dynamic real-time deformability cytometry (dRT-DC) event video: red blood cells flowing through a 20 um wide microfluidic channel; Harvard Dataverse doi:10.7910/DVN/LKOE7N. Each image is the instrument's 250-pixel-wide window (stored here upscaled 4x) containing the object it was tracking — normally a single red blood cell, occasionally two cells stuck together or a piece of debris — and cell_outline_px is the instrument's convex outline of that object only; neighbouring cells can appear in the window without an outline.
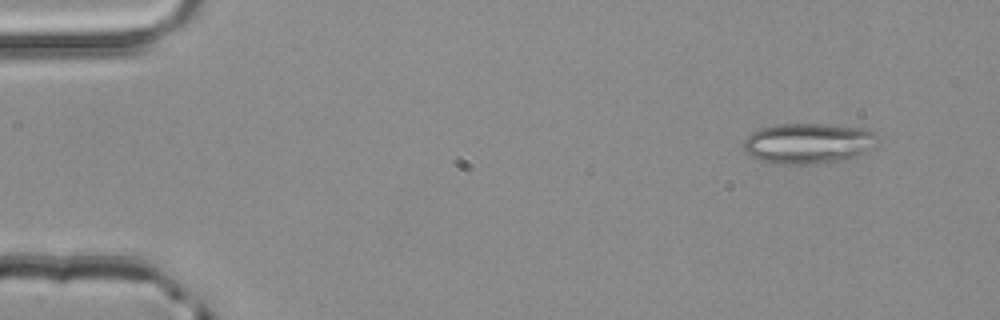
{"species": "common noctule bat (a hibernating species)", "species_latin": "Nyctalus noctula", "temperature_condition": "room temperature", "stored_images_in_passage": 2, "camera_frame_rate_fps": 3000, "um_per_image_px": 0.085, "animal": {"sex": "male", "body_mass_g": 20.4}, "frame": {"image": 1, "passage_image": 1, "time_ms": 0.0, "image_size_px": [1000, 320], "cell_outline_px": [[876, 144], [872, 148], [848, 160], [808, 164], [776, 164], [752, 156], [744, 152], [744, 140], [752, 132], [760, 128], [776, 124], [824, 124], [864, 128], [872, 132]], "centroid_in_image_um": [68.67, 12.18], "position_along_channel_um": 16.3, "area_um2": 31.44}}